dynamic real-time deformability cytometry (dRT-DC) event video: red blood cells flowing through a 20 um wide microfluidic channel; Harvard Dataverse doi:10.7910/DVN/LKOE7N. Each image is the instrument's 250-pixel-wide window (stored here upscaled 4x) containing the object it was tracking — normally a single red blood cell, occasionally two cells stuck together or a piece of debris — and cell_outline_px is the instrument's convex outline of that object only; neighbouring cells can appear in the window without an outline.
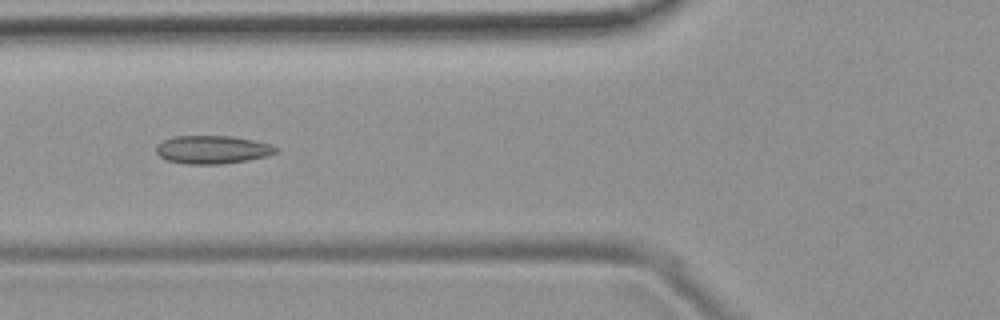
{"species": "common noctule bat (a hibernating species)", "species_latin": "Nyctalus noctula", "temperature_condition": "room temperature", "stored_images_in_passage": 7, "camera_frame_rate_fps": 3000, "um_per_image_px": 0.085, "animal": {"sex": "female", "body_mass_g": 19.9}, "frame": {"image": 1, "passage_image": 6, "time_ms": 5.667, "image_size_px": [1000, 320], "cell_outline_px": [[280, 152], [268, 156], [248, 160], [220, 164], [184, 164], [168, 160], [160, 156], [156, 152], [156, 144], [164, 140], [176, 136], [232, 136], [272, 144], [280, 148]], "centroid_in_image_um": [18.11, 12.72], "position_along_channel_um": 107.7, "area_um2": 19.83}}
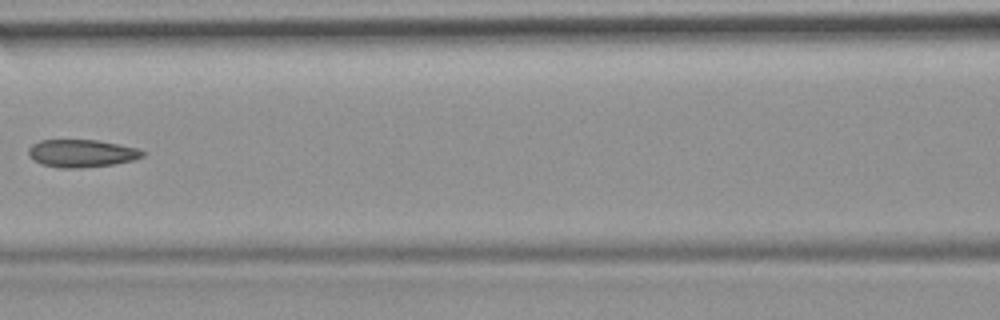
{"frame": {"image": 2, "passage_image": 7, "time_ms": 7.0, "image_size_px": [1000, 320], "cell_outline_px": [[148, 152], [144, 156], [132, 160], [112, 164], [80, 168], [60, 168], [44, 164], [36, 160], [28, 152], [28, 148], [32, 144], [40, 140], [96, 140], [140, 148]], "centroid_in_image_um": [7.0, 13.02], "position_along_channel_um": 159.6, "area_um2": 18.26}}